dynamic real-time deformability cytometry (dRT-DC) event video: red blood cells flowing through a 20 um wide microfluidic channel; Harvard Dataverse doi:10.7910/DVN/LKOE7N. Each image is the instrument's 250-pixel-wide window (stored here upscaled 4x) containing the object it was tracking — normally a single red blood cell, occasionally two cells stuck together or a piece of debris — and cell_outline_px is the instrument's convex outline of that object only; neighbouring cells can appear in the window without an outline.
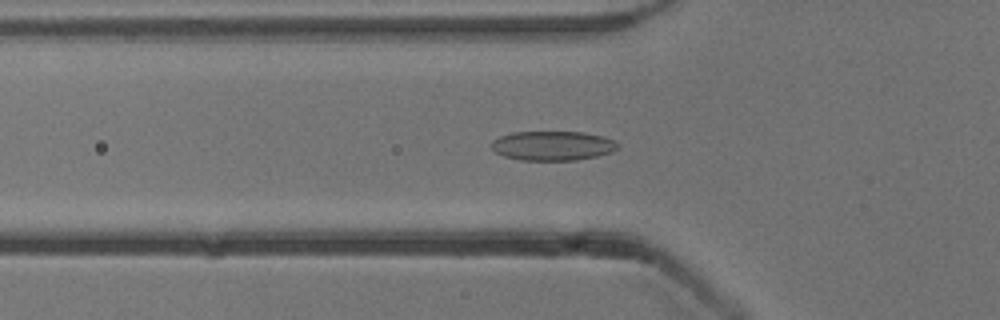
{"species": "common noctule bat (a hibernating species)", "species_latin": "Nyctalus noctula", "temperature_condition": "cold", "stored_images_in_passage": 53, "camera_frame_rate_fps": 3000, "um_per_image_px": 0.085, "animal": {"sex": "male", "body_mass_g": 13.3}, "frame": {"image": 1, "passage_image": 18, "time_ms": 5.667, "image_size_px": [1000, 320], "cell_outline_px": [[620, 144], [612, 152], [596, 156], [576, 160], [520, 160], [504, 156], [496, 152], [492, 148], [492, 140], [500, 136], [512, 132], [584, 132], [604, 136], [616, 140]], "centroid_in_image_um": [47.0, 12.38], "position_along_channel_um": 78.8, "area_um2": 21.73}}
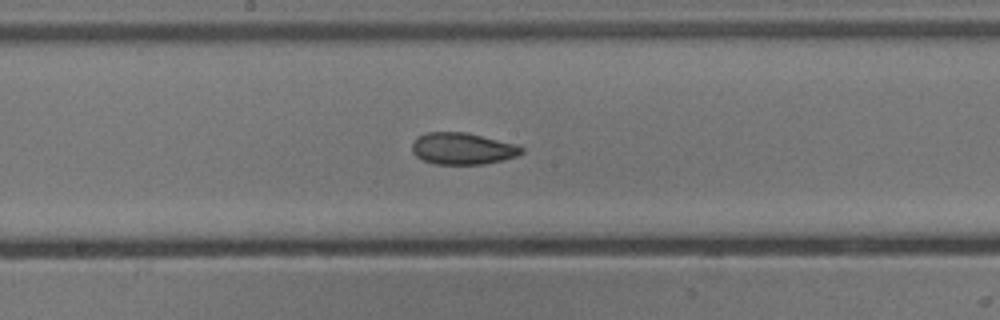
{"frame": {"image": 2, "passage_image": 28, "time_ms": 9.0, "image_size_px": [1000, 320], "cell_outline_px": [[524, 152], [516, 156], [484, 164], [436, 164], [424, 160], [416, 156], [412, 152], [412, 144], [416, 136], [428, 132], [468, 132], [516, 144], [524, 148]], "centroid_in_image_um": [39.31, 12.62], "position_along_channel_um": 208.9, "area_um2": 20.29}}
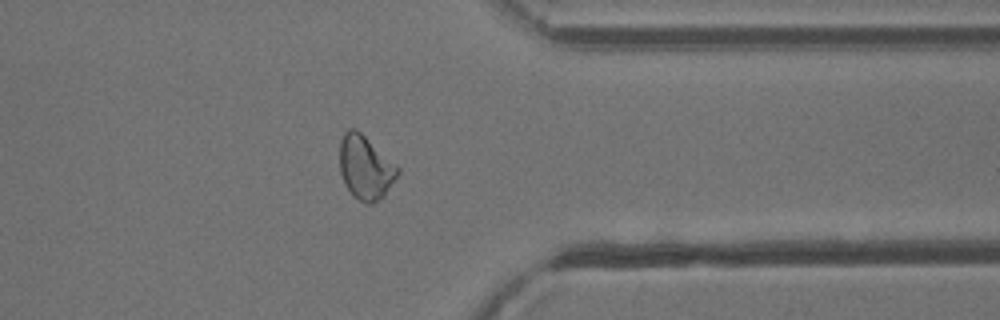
{"frame": {"image": 3, "passage_image": 42, "time_ms": 13.667, "image_size_px": [1000, 320], "cell_outline_px": [[400, 172], [384, 196], [380, 200], [372, 204], [364, 204], [352, 196], [344, 184], [340, 172], [340, 140], [344, 132], [348, 128], [356, 128], [396, 164], [400, 168]], "centroid_in_image_um": [31.05, 14.26], "position_along_channel_um": 380.3, "area_um2": 21.85}, "authors_computed_cell_mechanics": {"area_um2": 21.675, "velocity_mm_per_s": 3.8597, "shape_relaxation_time_tau1_ms": 7.8024, "shape_relaxation_time_tau2_ms": 3.2006, "deformation_change_tau1": 0.1767, "deformation_change_tau2": 0.0802}}